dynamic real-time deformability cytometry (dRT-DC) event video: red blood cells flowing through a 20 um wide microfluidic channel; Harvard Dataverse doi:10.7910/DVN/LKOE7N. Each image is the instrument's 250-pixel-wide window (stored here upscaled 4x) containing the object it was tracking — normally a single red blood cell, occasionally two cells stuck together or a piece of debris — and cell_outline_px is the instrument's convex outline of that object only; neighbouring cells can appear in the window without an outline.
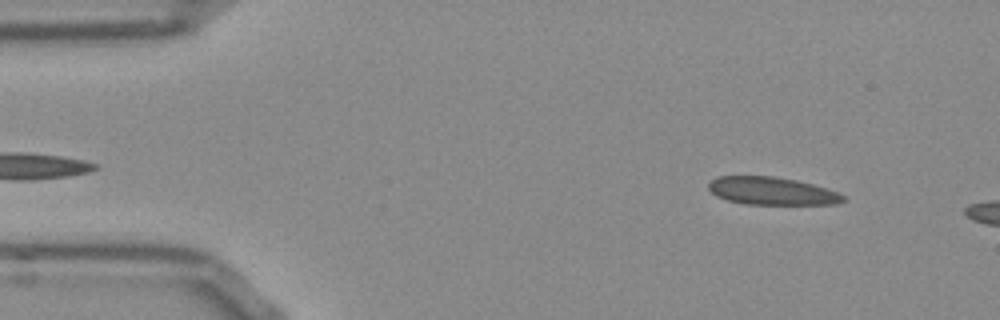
{"species": "Egyptian fruit bat (a non-hibernating species)", "species_latin": "Rousettus aegyptiacus", "temperature_condition": "room temperature", "stored_images_in_passage": 10, "camera_frame_rate_fps": 3000, "um_per_image_px": 0.085, "frame": {"image": 1, "passage_image": 4, "time_ms": 1.0, "image_size_px": [1000, 320], "cell_outline_px": [[844, 200], [836, 204], [744, 204], [728, 200], [716, 196], [708, 188], [708, 184], [716, 176], [772, 176], [796, 180], [812, 184], [836, 192], [844, 196]], "centroid_in_image_um": [65.55, 16.23], "position_along_channel_um": 19.4, "area_um2": 21.56}}